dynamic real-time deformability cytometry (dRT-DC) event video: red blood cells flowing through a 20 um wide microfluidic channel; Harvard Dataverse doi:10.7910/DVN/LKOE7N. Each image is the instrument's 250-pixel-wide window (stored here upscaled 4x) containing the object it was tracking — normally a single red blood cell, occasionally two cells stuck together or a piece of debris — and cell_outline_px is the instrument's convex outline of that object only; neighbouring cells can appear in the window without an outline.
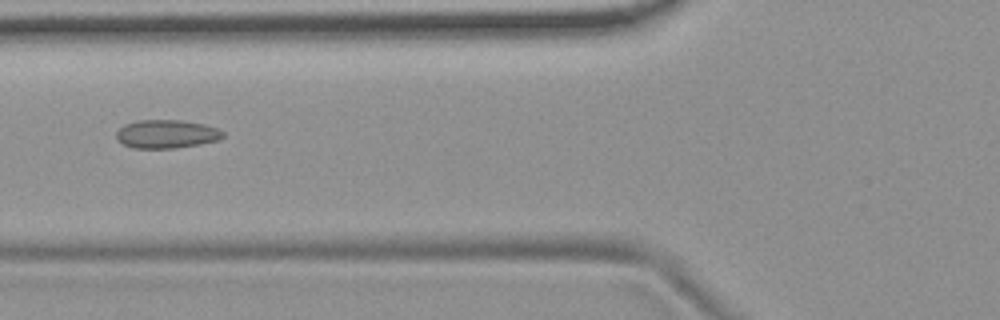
{"species": "common noctule bat (a hibernating species)", "species_latin": "Nyctalus noctula", "temperature_condition": "room temperature", "stored_images_in_passage": 45, "camera_frame_rate_fps": 3000, "um_per_image_px": 0.085, "animal": {"sex": "female", "body_mass_g": 19.9}, "frame": {"image": 1, "passage_image": 12, "time_ms": 3.667, "image_size_px": [1000, 320], "cell_outline_px": [[224, 136], [216, 140], [200, 144], [172, 148], [132, 148], [124, 144], [116, 136], [116, 132], [124, 124], [136, 120], [180, 120], [204, 124], [216, 128], [224, 132]], "centroid_in_image_um": [14.14, 11.38], "position_along_channel_um": 111.7, "area_um2": 17.51}}
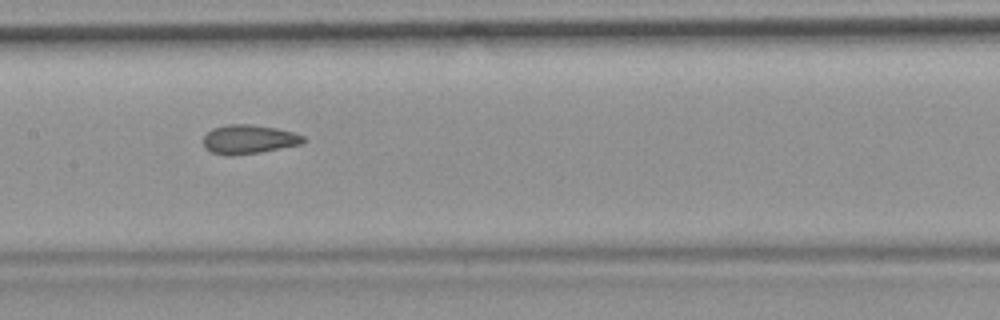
{"frame": {"image": 2, "passage_image": 18, "time_ms": 5.667, "image_size_px": [1000, 320], "cell_outline_px": [[304, 140], [300, 144], [260, 152], [232, 156], [228, 156], [212, 152], [204, 148], [204, 136], [212, 128], [228, 124], [252, 124], [276, 128], [292, 132], [304, 136]], "centroid_in_image_um": [21.1, 11.84], "position_along_channel_um": 186.3, "area_um2": 16.82}}
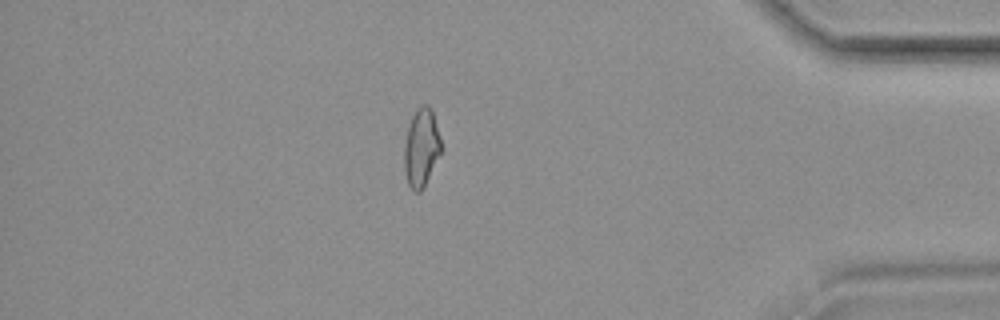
{"frame": {"image": 3, "passage_image": 38, "time_ms": 12.333, "image_size_px": [1000, 320], "cell_outline_px": [[440, 152], [424, 188], [420, 192], [416, 192], [408, 184], [404, 168], [404, 144], [408, 128], [412, 116], [416, 108], [420, 104], [428, 104], [432, 108], [440, 140]], "centroid_in_image_um": [35.79, 12.52], "position_along_channel_um": 399.4, "area_um2": 16.65}, "authors_computed_cell_mechanics": {"area_um2": 17.1088, "velocity_mm_per_s": 3.7329, "shape_relaxation_time_tau1_ms": null, "shape_relaxation_time_tau2_ms": 1.9648, "deformation_change_tau1": null, "deformation_change_tau2": 0.0964}}